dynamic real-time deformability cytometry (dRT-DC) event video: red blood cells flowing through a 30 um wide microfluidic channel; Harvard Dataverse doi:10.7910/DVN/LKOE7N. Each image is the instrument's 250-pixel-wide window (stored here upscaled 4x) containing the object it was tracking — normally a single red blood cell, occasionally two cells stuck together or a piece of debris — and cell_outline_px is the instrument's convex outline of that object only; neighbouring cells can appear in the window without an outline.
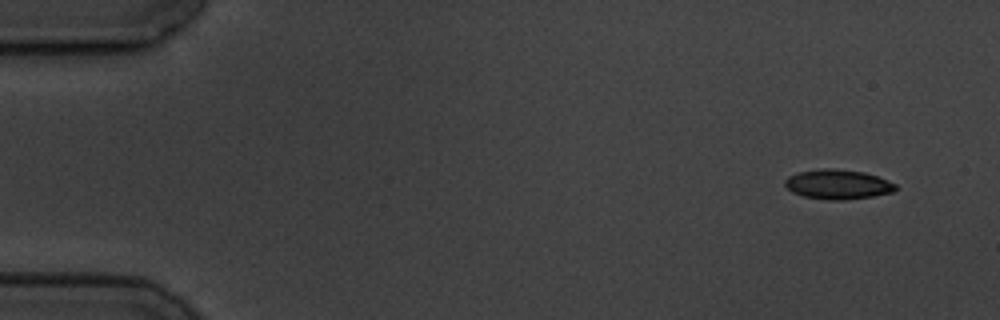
{"species": "common noctule bat (a hibernating species)", "species_latin": "Nyctalus noctula", "temperature_condition": "cold", "stored_images_in_passage": 6, "camera_frame_rate_fps": 3000, "um_per_image_px": 0.085, "animal": {"sex": "male", "body_mass_g": 19.5, "forearm_length_mm": 54.6}, "frame": {"image": 1, "passage_image": 1, "time_ms": 0.0, "image_size_px": [1000, 320], "cell_outline_px": [[896, 188], [892, 192], [872, 196], [844, 200], [828, 200], [804, 196], [792, 192], [784, 184], [784, 180], [788, 176], [800, 172], [820, 168], [832, 168], [864, 172], [888, 180], [896, 184]], "centroid_in_image_um": [71.2, 15.66], "position_along_channel_um": 13.8, "area_um2": 19.02}}
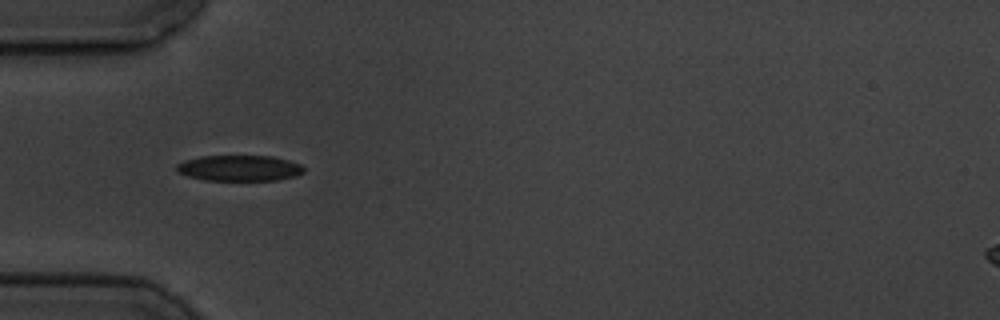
{"frame": {"image": 2, "passage_image": 5, "time_ms": 4.667, "image_size_px": [1000, 320], "cell_outline_px": [[304, 172], [296, 176], [276, 180], [204, 180], [188, 176], [176, 172], [176, 164], [184, 160], [200, 156], [272, 156], [288, 160], [300, 164], [304, 168]], "centroid_in_image_um": [20.32, 14.29], "position_along_channel_um": 64.7, "area_um2": 19.19}}
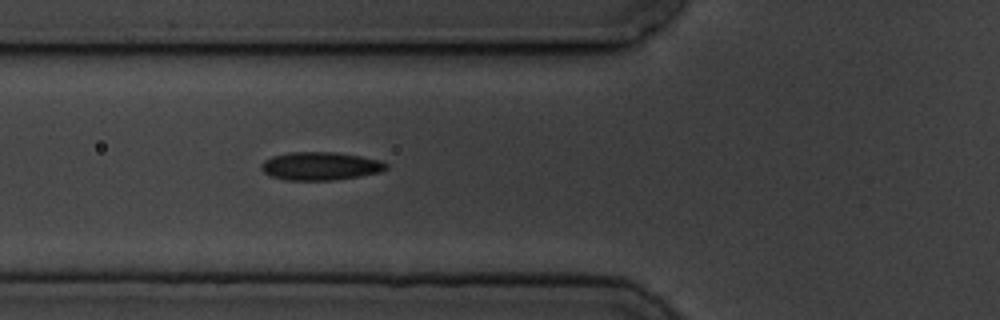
{"frame": {"image": 3, "passage_image": 6, "time_ms": 5.667, "image_size_px": [1000, 320], "cell_outline_px": [[388, 168], [380, 172], [360, 176], [336, 180], [284, 180], [268, 176], [260, 168], [260, 164], [264, 160], [272, 156], [288, 152], [336, 152], [360, 156], [380, 160], [388, 164]], "centroid_in_image_um": [27.2, 14.12], "position_along_channel_um": 98.6, "area_um2": 20.75}}